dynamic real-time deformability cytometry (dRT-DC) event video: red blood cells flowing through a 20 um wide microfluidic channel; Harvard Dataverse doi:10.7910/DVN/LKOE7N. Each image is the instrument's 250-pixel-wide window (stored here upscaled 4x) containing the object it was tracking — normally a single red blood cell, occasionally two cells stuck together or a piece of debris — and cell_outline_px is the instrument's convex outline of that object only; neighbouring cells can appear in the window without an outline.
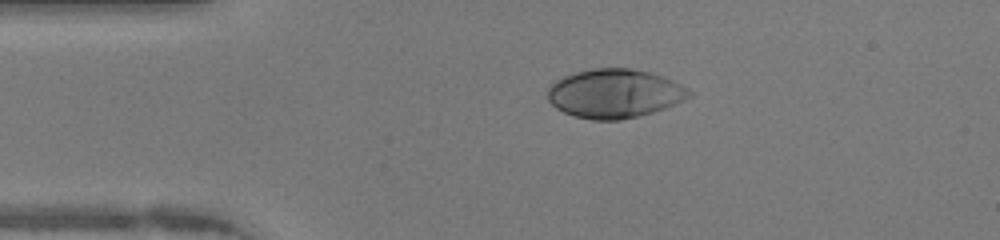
{"species": "human", "species_latin": "Homo sapiens", "temperature_condition": "warm", "stored_images_in_passage": 39, "camera_frame_rate_fps": 3000, "um_per_image_px": 0.085, "donor": {"sex": "female"}, "frame": {"image": 1, "passage_image": 1, "time_ms": 0.0, "image_size_px": [1000, 240], "cell_outline_px": [[692, 96], [684, 100], [664, 108], [652, 112], [620, 120], [592, 120], [576, 116], [564, 112], [556, 108], [548, 100], [548, 88], [556, 80], [564, 76], [576, 72], [592, 68], [632, 68], [664, 76], [688, 88], [692, 92]], "centroid_in_image_um": [52.25, 7.94], "position_along_channel_um": 32.8, "area_um2": 40.23}}
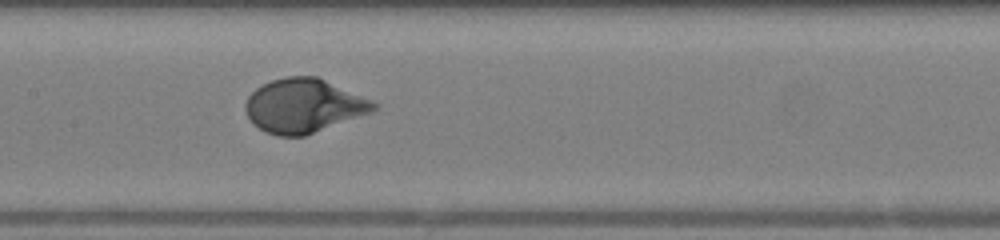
{"frame": {"image": 2, "passage_image": 14, "time_ms": 4.333, "image_size_px": [1000, 240], "cell_outline_px": [[380, 108], [372, 112], [304, 136], [276, 136], [264, 132], [252, 124], [244, 108], [244, 104], [248, 96], [256, 88], [272, 80], [284, 76], [316, 76], [372, 100]], "centroid_in_image_um": [25.79, 9.0], "position_along_channel_um": 181.6, "area_um2": 40.34}}
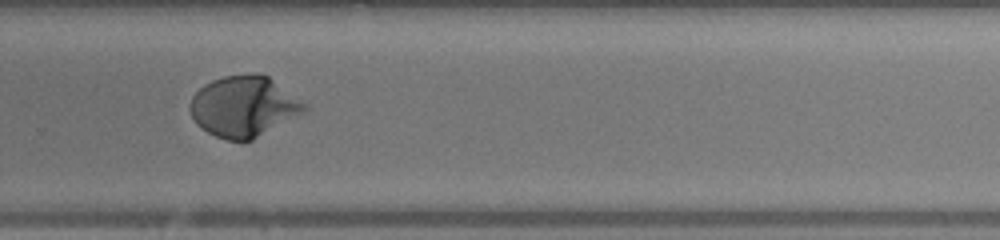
{"frame": {"image": 3, "passage_image": 23, "time_ms": 7.333, "image_size_px": [1000, 240], "cell_outline_px": [[308, 108], [304, 112], [252, 140], [228, 140], [216, 136], [208, 132], [196, 124], [192, 116], [192, 96], [204, 84], [212, 80], [224, 76], [252, 72], [256, 72], [268, 76], [308, 104]], "centroid_in_image_um": [20.75, 9.02], "position_along_channel_um": 309.0, "area_um2": 40.29}, "authors_computed_cell_mechanics": {"area_um2": 40.0554, "velocity_mm_per_s": 4.268, "shape_relaxation_time_tau1_ms": 2.4218, "shape_relaxation_time_tau2_ms": null, "deformation_change_tau1": 0.1847, "deformation_change_tau2": null}}